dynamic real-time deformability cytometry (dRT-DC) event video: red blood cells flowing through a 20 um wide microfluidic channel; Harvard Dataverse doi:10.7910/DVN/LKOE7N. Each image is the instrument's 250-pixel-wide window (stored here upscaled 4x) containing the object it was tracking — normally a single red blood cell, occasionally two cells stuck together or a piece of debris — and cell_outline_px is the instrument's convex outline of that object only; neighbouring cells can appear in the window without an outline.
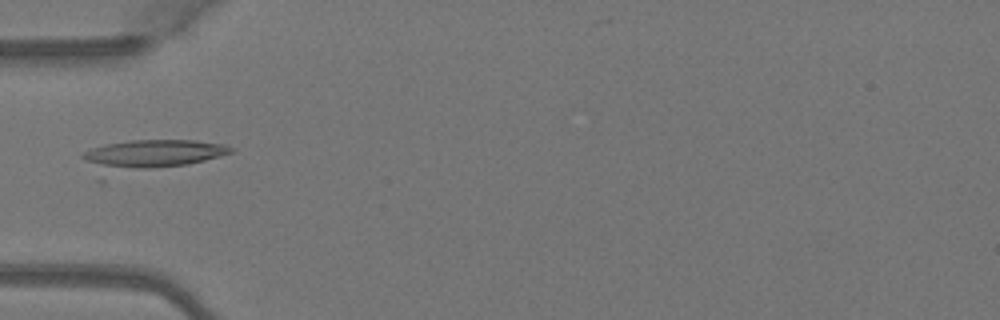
{"species": "Egyptian fruit bat (a non-hibernating species)", "species_latin": "Rousettus aegyptiacus", "temperature_condition": "warm", "stored_images_in_passage": 3, "camera_frame_rate_fps": 3000, "um_per_image_px": 0.085, "animal": {"sex": "female"}, "frame": {"image": 1, "passage_image": 2, "time_ms": 0.333, "image_size_px": [1000, 320], "cell_outline_px": [[232, 152], [220, 156], [188, 164], [100, 184], [96, 180], [80, 156], [84, 152], [92, 148], [104, 144], [132, 140], [196, 140], [224, 144], [232, 148]], "centroid_in_image_um": [12.48, 13.35], "position_along_channel_um": 72.5, "area_um2": 29.25}}
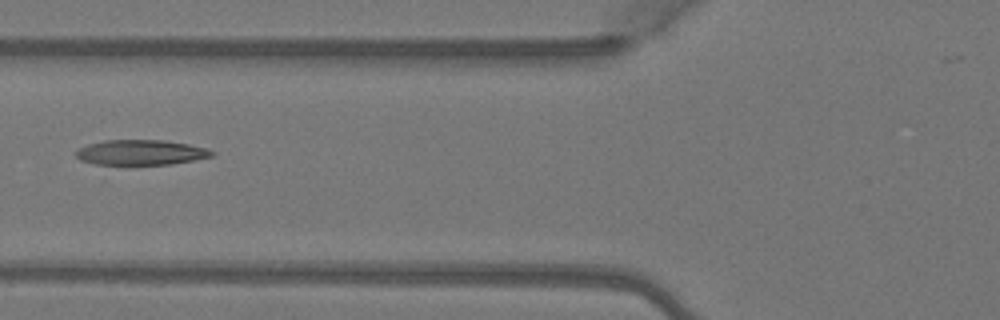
{"frame": {"image": 2, "passage_image": 3, "time_ms": 0.667, "image_size_px": [1000, 320], "cell_outline_px": [[216, 152], [212, 156], [192, 160], [168, 164], [96, 164], [80, 160], [76, 156], [76, 152], [80, 148], [88, 144], [104, 140], [164, 140], [188, 144], [208, 148]], "centroid_in_image_um": [11.98, 12.94], "position_along_channel_um": 113.8, "area_um2": 19.71}}